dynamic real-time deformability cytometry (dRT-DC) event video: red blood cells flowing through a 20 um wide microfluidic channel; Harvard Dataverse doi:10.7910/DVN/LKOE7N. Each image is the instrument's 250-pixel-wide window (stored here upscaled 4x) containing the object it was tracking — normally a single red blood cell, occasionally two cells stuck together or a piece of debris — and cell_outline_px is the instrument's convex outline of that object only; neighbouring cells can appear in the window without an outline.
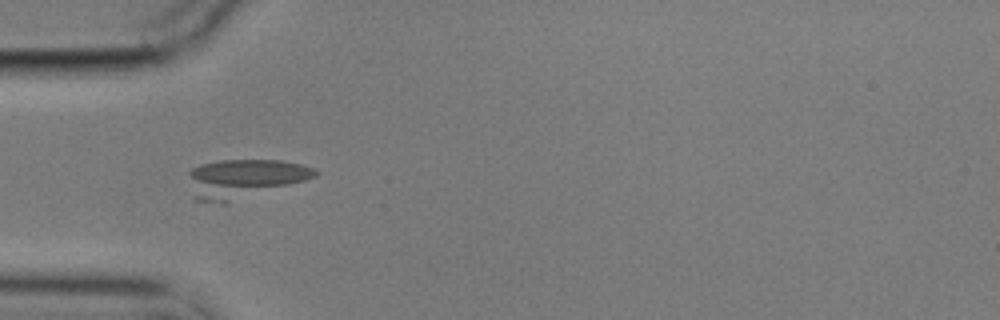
{"species": "common noctule bat (a hibernating species)", "species_latin": "Nyctalus noctula", "temperature_condition": "cold", "stored_images_in_passage": 56, "camera_frame_rate_fps": 3000, "um_per_image_px": 0.085, "animal": {"sex": "male", "body_mass_g": 17.9}, "frame": {"image": 1, "passage_image": 17, "time_ms": 5.333, "image_size_px": [1000, 320], "cell_outline_px": [[320, 172], [316, 176], [304, 180], [228, 204], [220, 204], [192, 200], [188, 172], [192, 168], [200, 164], [220, 160], [280, 160], [300, 164], [312, 168]], "centroid_in_image_um": [20.68, 15.21], "position_along_channel_um": 64.3, "area_um2": 29.02}}
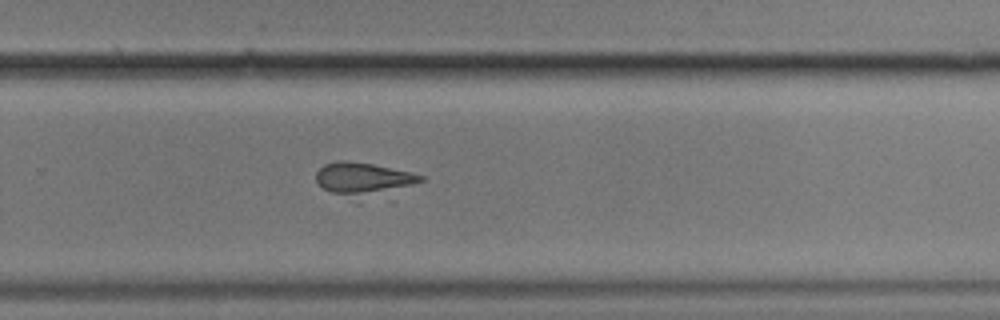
{"frame": {"image": 2, "passage_image": 37, "time_ms": 12.0, "image_size_px": [1000, 320], "cell_outline_px": [[424, 180], [412, 184], [360, 192], [332, 192], [324, 188], [316, 180], [316, 172], [324, 164], [336, 160], [344, 160], [372, 164], [412, 172], [424, 176]], "centroid_in_image_um": [30.8, 15.03], "position_along_channel_um": 299.0, "area_um2": 17.46}}
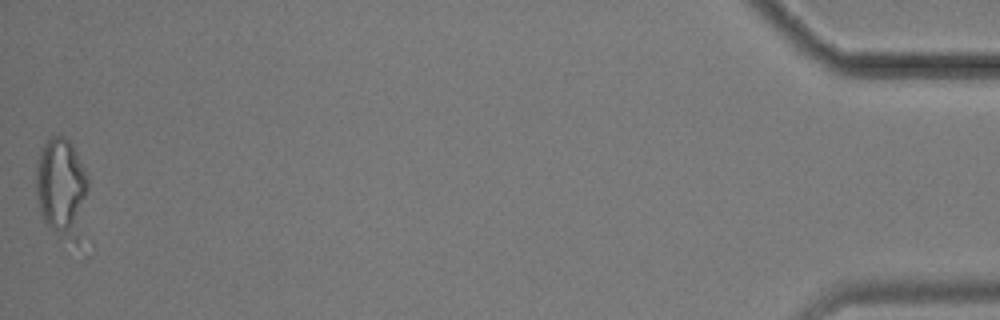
{"frame": {"image": 3, "passage_image": 56, "time_ms": 18.333, "image_size_px": [1000, 320], "cell_outline_px": [[88, 188], [76, 244], [48, 224], [44, 220], [40, 212], [36, 196], [36, 160], [40, 148], [52, 136], [60, 132], [72, 144], [88, 176]], "centroid_in_image_um": [5.2, 15.81], "position_along_channel_um": 430.0, "area_um2": 29.65}}